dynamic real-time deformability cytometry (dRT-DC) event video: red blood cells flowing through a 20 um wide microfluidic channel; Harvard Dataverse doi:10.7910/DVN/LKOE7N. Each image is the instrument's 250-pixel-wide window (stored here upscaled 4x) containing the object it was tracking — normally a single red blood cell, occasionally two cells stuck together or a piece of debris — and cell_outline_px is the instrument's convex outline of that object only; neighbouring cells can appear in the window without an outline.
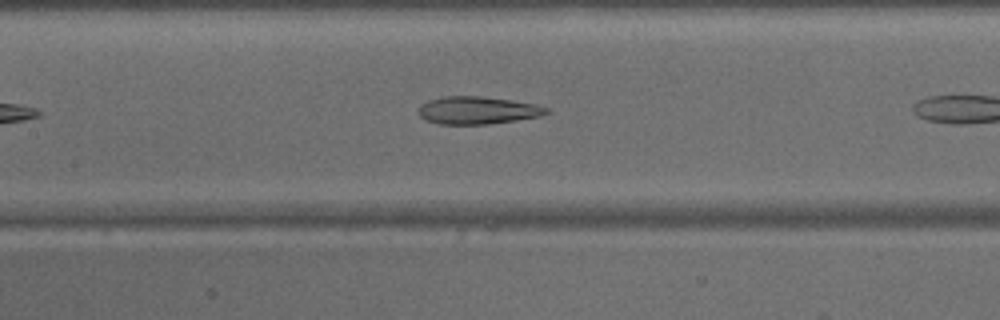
{"species": "common noctule bat (a hibernating species)", "species_latin": "Nyctalus noctula", "temperature_condition": "warm", "stored_images_in_passage": 9, "camera_frame_rate_fps": 3000, "um_per_image_px": 0.085, "animal": {"sex": "male", "body_mass_g": 15.6}, "frame": {"image": 1, "passage_image": 8, "time_ms": 2.333, "image_size_px": [1000, 320], "cell_outline_px": [[552, 112], [540, 116], [516, 120], [488, 124], [440, 124], [424, 120], [420, 116], [420, 104], [428, 100], [444, 96], [480, 96], [536, 104], [552, 108]], "centroid_in_image_um": [40.63, 9.38], "position_along_channel_um": 166.8, "area_um2": 20.63}}